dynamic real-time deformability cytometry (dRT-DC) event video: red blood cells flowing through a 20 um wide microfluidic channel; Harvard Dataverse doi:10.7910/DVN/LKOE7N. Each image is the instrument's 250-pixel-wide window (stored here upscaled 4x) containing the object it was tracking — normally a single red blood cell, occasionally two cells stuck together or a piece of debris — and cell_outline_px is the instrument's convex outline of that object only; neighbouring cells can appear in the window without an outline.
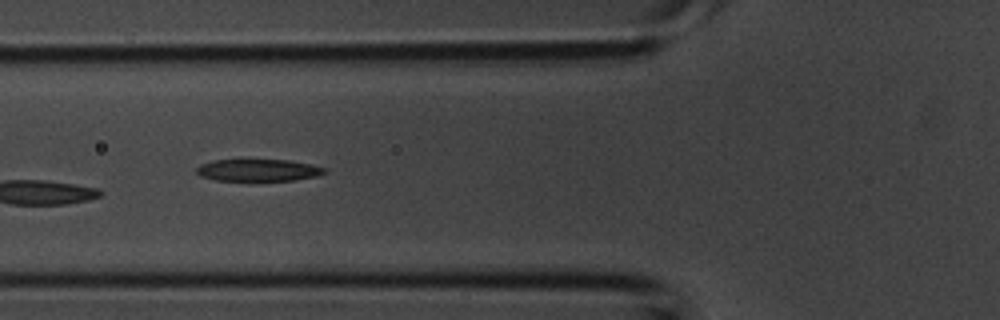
{"species": "common noctule bat (a hibernating species)", "species_latin": "Nyctalus noctula", "temperature_condition": "room temperature", "stored_images_in_passage": 4, "camera_frame_rate_fps": 3000, "um_per_image_px": 0.085, "animal": {"sex": "male", "body_mass_g": 20.1, "forearm_length_mm": 53.5}, "frame": {"image": 1, "passage_image": 3, "time_ms": 0.667, "image_size_px": [1000, 320], "cell_outline_px": [[328, 172], [316, 176], [296, 180], [216, 180], [200, 176], [196, 172], [196, 168], [200, 164], [212, 160], [248, 156], [288, 160], [312, 164], [328, 168]], "centroid_in_image_um": [21.94, 14.4], "position_along_channel_um": 103.9, "area_um2": 17.57}}
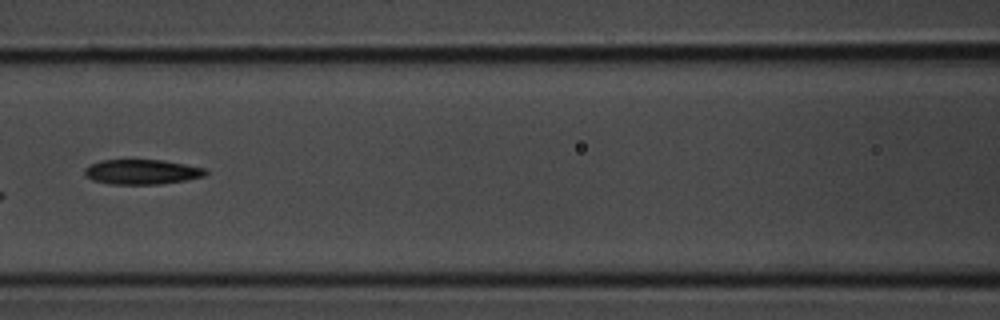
{"frame": {"image": 2, "passage_image": 4, "time_ms": 1.0, "image_size_px": [1000, 320], "cell_outline_px": [[208, 172], [204, 176], [188, 180], [160, 184], [112, 184], [92, 180], [84, 176], [84, 168], [88, 164], [100, 160], [164, 160], [204, 168]], "centroid_in_image_um": [12.02, 14.61], "position_along_channel_um": 154.6, "area_um2": 17.69}}